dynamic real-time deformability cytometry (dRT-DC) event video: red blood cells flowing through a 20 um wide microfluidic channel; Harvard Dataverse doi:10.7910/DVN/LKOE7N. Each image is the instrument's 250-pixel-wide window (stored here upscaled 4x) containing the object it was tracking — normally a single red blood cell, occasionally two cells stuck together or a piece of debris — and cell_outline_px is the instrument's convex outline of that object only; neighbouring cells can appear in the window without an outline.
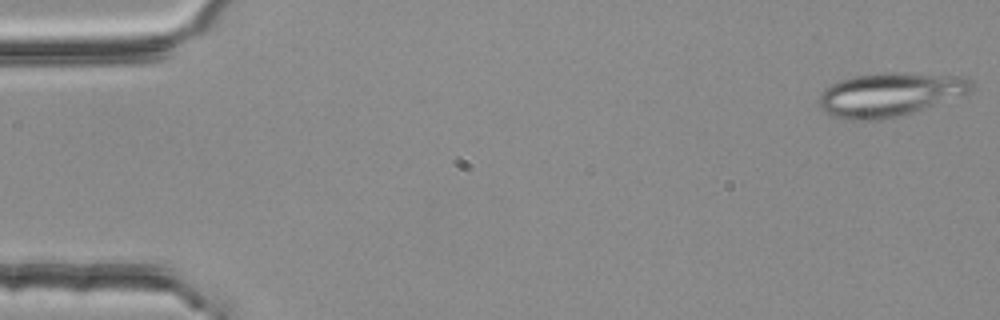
{"species": "common noctule bat (a hibernating species)", "species_latin": "Nyctalus noctula", "temperature_condition": "room temperature", "stored_images_in_passage": 3, "camera_frame_rate_fps": 3000, "um_per_image_px": 0.085, "animal": {"sex": "female", "body_mass_g": 25.1}, "frame": {"image": 1, "passage_image": 1, "time_ms": 0.0, "image_size_px": [1000, 320], "cell_outline_px": [[972, 88], [968, 92], [896, 116], [876, 120], [852, 120], [832, 116], [824, 112], [820, 108], [820, 92], [824, 88], [836, 80], [852, 76], [884, 72], [904, 72], [968, 76], [972, 80]], "centroid_in_image_um": [75.55, 7.99], "position_along_channel_um": 9.4, "area_um2": 38.49}}